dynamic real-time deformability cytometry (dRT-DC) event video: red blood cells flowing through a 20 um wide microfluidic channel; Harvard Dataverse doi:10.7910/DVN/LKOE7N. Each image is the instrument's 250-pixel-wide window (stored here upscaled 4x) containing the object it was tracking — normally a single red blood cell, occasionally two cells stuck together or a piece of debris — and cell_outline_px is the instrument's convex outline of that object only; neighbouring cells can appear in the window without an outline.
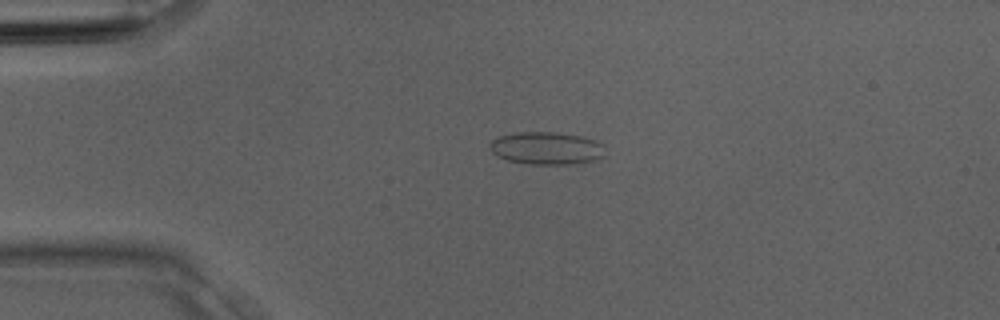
{"species": "Egyptian fruit bat (a non-hibernating species)", "species_latin": "Rousettus aegyptiacus", "temperature_condition": "room temperature", "stored_images_in_passage": 1, "camera_frame_rate_fps": 3000, "um_per_image_px": 0.085, "animal": {"sex": "male"}, "frame": {"image": 1, "passage_image": 1, "time_ms": 0.0, "image_size_px": [1000, 320], "cell_outline_px": [[604, 156], [596, 160], [572, 164], [528, 164], [508, 160], [496, 156], [488, 148], [488, 144], [496, 136], [512, 132], [552, 132], [584, 136], [596, 140], [604, 144]], "centroid_in_image_um": [46.43, 12.58], "position_along_channel_um": 38.6, "area_um2": 22.37}}